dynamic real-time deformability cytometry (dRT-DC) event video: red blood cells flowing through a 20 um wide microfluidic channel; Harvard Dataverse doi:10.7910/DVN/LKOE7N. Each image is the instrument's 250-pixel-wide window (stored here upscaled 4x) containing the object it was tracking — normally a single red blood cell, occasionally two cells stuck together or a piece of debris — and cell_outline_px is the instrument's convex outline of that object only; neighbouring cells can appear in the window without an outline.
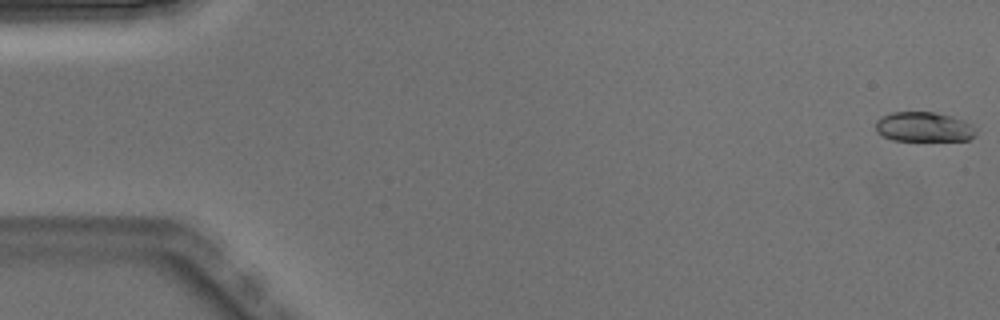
{"species": "Egyptian fruit bat (a non-hibernating species)", "species_latin": "Rousettus aegyptiacus", "temperature_condition": "warm", "stored_images_in_passage": 9, "segment_of_instrument_passage": [1, 2], "camera_frame_rate_fps": 3000, "um_per_image_px": 0.085, "animal": {"sex": "male"}, "frame": {"image": 1, "passage_image": 1, "time_ms": 0.0, "image_size_px": [1000, 320], "cell_outline_px": [[976, 132], [968, 140], [892, 140], [876, 132], [876, 120], [880, 116], [892, 112], [936, 112], [952, 116], [964, 120], [972, 124], [976, 128]], "centroid_in_image_um": [78.51, 10.77], "position_along_channel_um": 6.5, "area_um2": 17.46}}
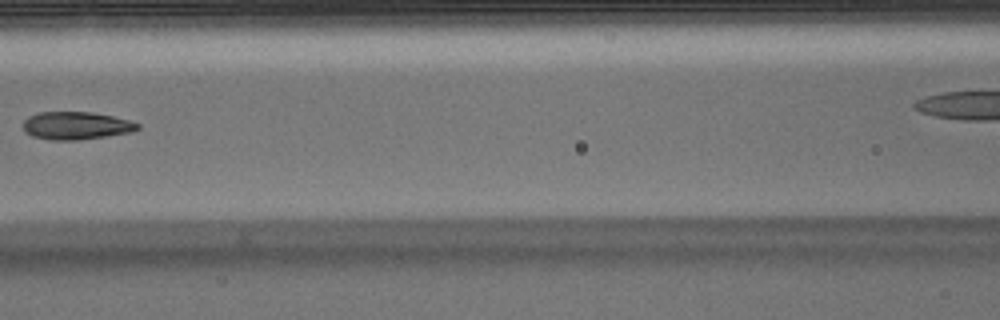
{"frame": {"image": 2, "passage_image": 7, "time_ms": 2.0, "image_size_px": [1000, 320], "cell_outline_px": [[140, 128], [132, 132], [80, 140], [48, 140], [32, 136], [24, 132], [24, 120], [28, 116], [36, 112], [92, 112], [112, 116], [128, 120], [140, 124]], "centroid_in_image_um": [6.45, 10.68], "position_along_channel_um": 160.2, "area_um2": 18.67}}
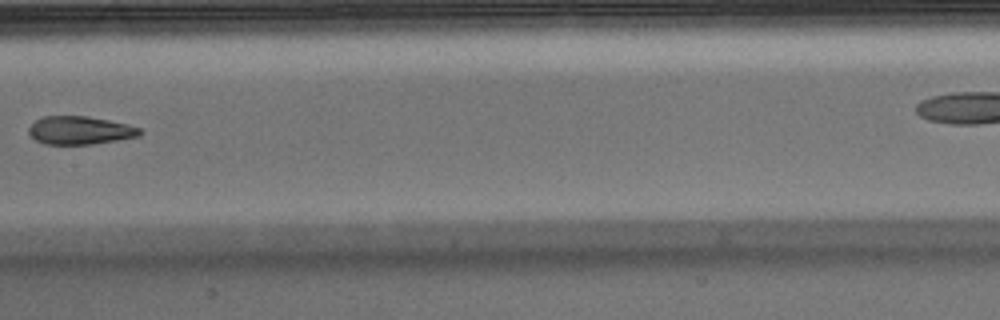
{"frame": {"image": 3, "passage_image": 8, "time_ms": 2.333, "image_size_px": [1000, 320], "cell_outline_px": [[144, 132], [140, 136], [92, 144], [44, 144], [36, 140], [28, 132], [28, 128], [36, 120], [44, 116], [88, 116], [108, 120], [140, 128]], "centroid_in_image_um": [6.79, 11.08], "position_along_channel_um": 200.6, "area_um2": 18.09}}